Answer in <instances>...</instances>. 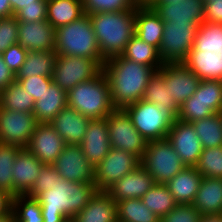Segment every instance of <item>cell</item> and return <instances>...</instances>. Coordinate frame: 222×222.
Wrapping results in <instances>:
<instances>
[{"label": "cell", "mask_w": 222, "mask_h": 222, "mask_svg": "<svg viewBox=\"0 0 222 222\" xmlns=\"http://www.w3.org/2000/svg\"><path fill=\"white\" fill-rule=\"evenodd\" d=\"M102 71L115 109H124L142 100L149 79L157 72L152 66L138 64L121 55L105 60Z\"/></svg>", "instance_id": "1"}, {"label": "cell", "mask_w": 222, "mask_h": 222, "mask_svg": "<svg viewBox=\"0 0 222 222\" xmlns=\"http://www.w3.org/2000/svg\"><path fill=\"white\" fill-rule=\"evenodd\" d=\"M93 183L69 182L61 179L37 199L44 222H64L78 214L97 192Z\"/></svg>", "instance_id": "2"}, {"label": "cell", "mask_w": 222, "mask_h": 222, "mask_svg": "<svg viewBox=\"0 0 222 222\" xmlns=\"http://www.w3.org/2000/svg\"><path fill=\"white\" fill-rule=\"evenodd\" d=\"M200 80H222V24L204 22L183 62Z\"/></svg>", "instance_id": "3"}, {"label": "cell", "mask_w": 222, "mask_h": 222, "mask_svg": "<svg viewBox=\"0 0 222 222\" xmlns=\"http://www.w3.org/2000/svg\"><path fill=\"white\" fill-rule=\"evenodd\" d=\"M136 10L89 14L102 57L121 55L135 35Z\"/></svg>", "instance_id": "4"}, {"label": "cell", "mask_w": 222, "mask_h": 222, "mask_svg": "<svg viewBox=\"0 0 222 222\" xmlns=\"http://www.w3.org/2000/svg\"><path fill=\"white\" fill-rule=\"evenodd\" d=\"M67 105L91 120L107 118L115 108L103 71L93 79L81 82L69 90Z\"/></svg>", "instance_id": "5"}, {"label": "cell", "mask_w": 222, "mask_h": 222, "mask_svg": "<svg viewBox=\"0 0 222 222\" xmlns=\"http://www.w3.org/2000/svg\"><path fill=\"white\" fill-rule=\"evenodd\" d=\"M55 52L60 55L105 60L88 14L56 29Z\"/></svg>", "instance_id": "6"}, {"label": "cell", "mask_w": 222, "mask_h": 222, "mask_svg": "<svg viewBox=\"0 0 222 222\" xmlns=\"http://www.w3.org/2000/svg\"><path fill=\"white\" fill-rule=\"evenodd\" d=\"M134 127L147 140H163L175 118L158 105L142 100L124 108Z\"/></svg>", "instance_id": "7"}, {"label": "cell", "mask_w": 222, "mask_h": 222, "mask_svg": "<svg viewBox=\"0 0 222 222\" xmlns=\"http://www.w3.org/2000/svg\"><path fill=\"white\" fill-rule=\"evenodd\" d=\"M141 165L155 184H166L186 168L167 139L148 141Z\"/></svg>", "instance_id": "8"}, {"label": "cell", "mask_w": 222, "mask_h": 222, "mask_svg": "<svg viewBox=\"0 0 222 222\" xmlns=\"http://www.w3.org/2000/svg\"><path fill=\"white\" fill-rule=\"evenodd\" d=\"M199 24L189 22L164 23L158 53L163 64L183 63L192 50Z\"/></svg>", "instance_id": "9"}, {"label": "cell", "mask_w": 222, "mask_h": 222, "mask_svg": "<svg viewBox=\"0 0 222 222\" xmlns=\"http://www.w3.org/2000/svg\"><path fill=\"white\" fill-rule=\"evenodd\" d=\"M104 63L105 60L58 54L53 81L68 92L77 84L96 77L102 71Z\"/></svg>", "instance_id": "10"}, {"label": "cell", "mask_w": 222, "mask_h": 222, "mask_svg": "<svg viewBox=\"0 0 222 222\" xmlns=\"http://www.w3.org/2000/svg\"><path fill=\"white\" fill-rule=\"evenodd\" d=\"M109 141L112 148L131 152L140 160L143 158L148 141L134 127L124 109H114L107 117Z\"/></svg>", "instance_id": "11"}, {"label": "cell", "mask_w": 222, "mask_h": 222, "mask_svg": "<svg viewBox=\"0 0 222 222\" xmlns=\"http://www.w3.org/2000/svg\"><path fill=\"white\" fill-rule=\"evenodd\" d=\"M140 164L141 160L131 152L111 147L109 153L95 166V185L97 190L107 191Z\"/></svg>", "instance_id": "12"}, {"label": "cell", "mask_w": 222, "mask_h": 222, "mask_svg": "<svg viewBox=\"0 0 222 222\" xmlns=\"http://www.w3.org/2000/svg\"><path fill=\"white\" fill-rule=\"evenodd\" d=\"M37 124L33 113L0 107V142L26 148Z\"/></svg>", "instance_id": "13"}, {"label": "cell", "mask_w": 222, "mask_h": 222, "mask_svg": "<svg viewBox=\"0 0 222 222\" xmlns=\"http://www.w3.org/2000/svg\"><path fill=\"white\" fill-rule=\"evenodd\" d=\"M52 165L62 179L95 184V167L86 159L80 144H65Z\"/></svg>", "instance_id": "14"}, {"label": "cell", "mask_w": 222, "mask_h": 222, "mask_svg": "<svg viewBox=\"0 0 222 222\" xmlns=\"http://www.w3.org/2000/svg\"><path fill=\"white\" fill-rule=\"evenodd\" d=\"M157 71L178 106L194 95L201 81L184 63L163 64Z\"/></svg>", "instance_id": "15"}, {"label": "cell", "mask_w": 222, "mask_h": 222, "mask_svg": "<svg viewBox=\"0 0 222 222\" xmlns=\"http://www.w3.org/2000/svg\"><path fill=\"white\" fill-rule=\"evenodd\" d=\"M186 167H195L203 147L192 123L175 119L166 138Z\"/></svg>", "instance_id": "16"}, {"label": "cell", "mask_w": 222, "mask_h": 222, "mask_svg": "<svg viewBox=\"0 0 222 222\" xmlns=\"http://www.w3.org/2000/svg\"><path fill=\"white\" fill-rule=\"evenodd\" d=\"M64 147L65 142L49 123H38L26 149L41 163L52 165Z\"/></svg>", "instance_id": "17"}, {"label": "cell", "mask_w": 222, "mask_h": 222, "mask_svg": "<svg viewBox=\"0 0 222 222\" xmlns=\"http://www.w3.org/2000/svg\"><path fill=\"white\" fill-rule=\"evenodd\" d=\"M56 29L47 20L19 22L17 43L28 52L55 51Z\"/></svg>", "instance_id": "18"}, {"label": "cell", "mask_w": 222, "mask_h": 222, "mask_svg": "<svg viewBox=\"0 0 222 222\" xmlns=\"http://www.w3.org/2000/svg\"><path fill=\"white\" fill-rule=\"evenodd\" d=\"M154 12L166 22L204 23L203 0H184L181 2H153L149 5Z\"/></svg>", "instance_id": "19"}, {"label": "cell", "mask_w": 222, "mask_h": 222, "mask_svg": "<svg viewBox=\"0 0 222 222\" xmlns=\"http://www.w3.org/2000/svg\"><path fill=\"white\" fill-rule=\"evenodd\" d=\"M154 184V179L140 164L131 173L118 180L106 192L115 203L124 199H141Z\"/></svg>", "instance_id": "20"}, {"label": "cell", "mask_w": 222, "mask_h": 222, "mask_svg": "<svg viewBox=\"0 0 222 222\" xmlns=\"http://www.w3.org/2000/svg\"><path fill=\"white\" fill-rule=\"evenodd\" d=\"M44 165L26 148L18 152L12 167L13 197L27 195L31 191Z\"/></svg>", "instance_id": "21"}, {"label": "cell", "mask_w": 222, "mask_h": 222, "mask_svg": "<svg viewBox=\"0 0 222 222\" xmlns=\"http://www.w3.org/2000/svg\"><path fill=\"white\" fill-rule=\"evenodd\" d=\"M80 146L86 159L94 167L102 161L111 149L107 118L90 120Z\"/></svg>", "instance_id": "22"}, {"label": "cell", "mask_w": 222, "mask_h": 222, "mask_svg": "<svg viewBox=\"0 0 222 222\" xmlns=\"http://www.w3.org/2000/svg\"><path fill=\"white\" fill-rule=\"evenodd\" d=\"M90 120L67 106L49 124L56 130L65 144H80L86 134Z\"/></svg>", "instance_id": "23"}, {"label": "cell", "mask_w": 222, "mask_h": 222, "mask_svg": "<svg viewBox=\"0 0 222 222\" xmlns=\"http://www.w3.org/2000/svg\"><path fill=\"white\" fill-rule=\"evenodd\" d=\"M72 219L74 222H117L116 203L106 191H97Z\"/></svg>", "instance_id": "24"}, {"label": "cell", "mask_w": 222, "mask_h": 222, "mask_svg": "<svg viewBox=\"0 0 222 222\" xmlns=\"http://www.w3.org/2000/svg\"><path fill=\"white\" fill-rule=\"evenodd\" d=\"M164 22L150 6H138L135 15V35L157 49L163 36Z\"/></svg>", "instance_id": "25"}, {"label": "cell", "mask_w": 222, "mask_h": 222, "mask_svg": "<svg viewBox=\"0 0 222 222\" xmlns=\"http://www.w3.org/2000/svg\"><path fill=\"white\" fill-rule=\"evenodd\" d=\"M192 205L202 215L222 214V179L203 177Z\"/></svg>", "instance_id": "26"}, {"label": "cell", "mask_w": 222, "mask_h": 222, "mask_svg": "<svg viewBox=\"0 0 222 222\" xmlns=\"http://www.w3.org/2000/svg\"><path fill=\"white\" fill-rule=\"evenodd\" d=\"M202 178L195 167H186L165 185L178 204H192Z\"/></svg>", "instance_id": "27"}, {"label": "cell", "mask_w": 222, "mask_h": 222, "mask_svg": "<svg viewBox=\"0 0 222 222\" xmlns=\"http://www.w3.org/2000/svg\"><path fill=\"white\" fill-rule=\"evenodd\" d=\"M67 106V92L53 81L41 99L35 102L33 114L38 123H49Z\"/></svg>", "instance_id": "28"}, {"label": "cell", "mask_w": 222, "mask_h": 222, "mask_svg": "<svg viewBox=\"0 0 222 222\" xmlns=\"http://www.w3.org/2000/svg\"><path fill=\"white\" fill-rule=\"evenodd\" d=\"M82 0H47V21L57 29L83 16Z\"/></svg>", "instance_id": "29"}, {"label": "cell", "mask_w": 222, "mask_h": 222, "mask_svg": "<svg viewBox=\"0 0 222 222\" xmlns=\"http://www.w3.org/2000/svg\"><path fill=\"white\" fill-rule=\"evenodd\" d=\"M57 56L58 54L55 51L28 52L16 78H28L31 76L53 77Z\"/></svg>", "instance_id": "30"}, {"label": "cell", "mask_w": 222, "mask_h": 222, "mask_svg": "<svg viewBox=\"0 0 222 222\" xmlns=\"http://www.w3.org/2000/svg\"><path fill=\"white\" fill-rule=\"evenodd\" d=\"M143 100L158 105L177 119L179 106L170 97L169 89L166 88L162 75L158 71L149 79Z\"/></svg>", "instance_id": "31"}, {"label": "cell", "mask_w": 222, "mask_h": 222, "mask_svg": "<svg viewBox=\"0 0 222 222\" xmlns=\"http://www.w3.org/2000/svg\"><path fill=\"white\" fill-rule=\"evenodd\" d=\"M121 56L138 64L152 66L156 71L163 65L158 49L136 35L130 39Z\"/></svg>", "instance_id": "32"}, {"label": "cell", "mask_w": 222, "mask_h": 222, "mask_svg": "<svg viewBox=\"0 0 222 222\" xmlns=\"http://www.w3.org/2000/svg\"><path fill=\"white\" fill-rule=\"evenodd\" d=\"M35 101L15 80L0 91V107L18 112L33 113Z\"/></svg>", "instance_id": "33"}, {"label": "cell", "mask_w": 222, "mask_h": 222, "mask_svg": "<svg viewBox=\"0 0 222 222\" xmlns=\"http://www.w3.org/2000/svg\"><path fill=\"white\" fill-rule=\"evenodd\" d=\"M117 222H160V218L141 199L116 202Z\"/></svg>", "instance_id": "34"}, {"label": "cell", "mask_w": 222, "mask_h": 222, "mask_svg": "<svg viewBox=\"0 0 222 222\" xmlns=\"http://www.w3.org/2000/svg\"><path fill=\"white\" fill-rule=\"evenodd\" d=\"M141 200L160 219L171 212L178 204L165 184H154L142 196Z\"/></svg>", "instance_id": "35"}, {"label": "cell", "mask_w": 222, "mask_h": 222, "mask_svg": "<svg viewBox=\"0 0 222 222\" xmlns=\"http://www.w3.org/2000/svg\"><path fill=\"white\" fill-rule=\"evenodd\" d=\"M203 149L222 146V116L215 113L192 122Z\"/></svg>", "instance_id": "36"}, {"label": "cell", "mask_w": 222, "mask_h": 222, "mask_svg": "<svg viewBox=\"0 0 222 222\" xmlns=\"http://www.w3.org/2000/svg\"><path fill=\"white\" fill-rule=\"evenodd\" d=\"M15 222H44L41 205L37 198L28 195L12 197Z\"/></svg>", "instance_id": "37"}, {"label": "cell", "mask_w": 222, "mask_h": 222, "mask_svg": "<svg viewBox=\"0 0 222 222\" xmlns=\"http://www.w3.org/2000/svg\"><path fill=\"white\" fill-rule=\"evenodd\" d=\"M19 146L0 142V190L7 192L13 197L12 167L16 156L21 150Z\"/></svg>", "instance_id": "38"}, {"label": "cell", "mask_w": 222, "mask_h": 222, "mask_svg": "<svg viewBox=\"0 0 222 222\" xmlns=\"http://www.w3.org/2000/svg\"><path fill=\"white\" fill-rule=\"evenodd\" d=\"M192 100H202L215 113L222 110V80H201Z\"/></svg>", "instance_id": "39"}, {"label": "cell", "mask_w": 222, "mask_h": 222, "mask_svg": "<svg viewBox=\"0 0 222 222\" xmlns=\"http://www.w3.org/2000/svg\"><path fill=\"white\" fill-rule=\"evenodd\" d=\"M195 168L202 177L222 179V146L203 149Z\"/></svg>", "instance_id": "40"}, {"label": "cell", "mask_w": 222, "mask_h": 222, "mask_svg": "<svg viewBox=\"0 0 222 222\" xmlns=\"http://www.w3.org/2000/svg\"><path fill=\"white\" fill-rule=\"evenodd\" d=\"M85 14L136 10L133 0H82Z\"/></svg>", "instance_id": "41"}, {"label": "cell", "mask_w": 222, "mask_h": 222, "mask_svg": "<svg viewBox=\"0 0 222 222\" xmlns=\"http://www.w3.org/2000/svg\"><path fill=\"white\" fill-rule=\"evenodd\" d=\"M213 114H215V112L207 107L205 102L202 100H192L191 96L179 106V114L177 119L187 123H192Z\"/></svg>", "instance_id": "42"}, {"label": "cell", "mask_w": 222, "mask_h": 222, "mask_svg": "<svg viewBox=\"0 0 222 222\" xmlns=\"http://www.w3.org/2000/svg\"><path fill=\"white\" fill-rule=\"evenodd\" d=\"M61 179L62 177L53 165L45 164L42 167L34 186L27 195L37 198L41 193L51 189L56 181L59 182Z\"/></svg>", "instance_id": "43"}, {"label": "cell", "mask_w": 222, "mask_h": 222, "mask_svg": "<svg viewBox=\"0 0 222 222\" xmlns=\"http://www.w3.org/2000/svg\"><path fill=\"white\" fill-rule=\"evenodd\" d=\"M18 24L15 15L0 18V54L17 43Z\"/></svg>", "instance_id": "44"}, {"label": "cell", "mask_w": 222, "mask_h": 222, "mask_svg": "<svg viewBox=\"0 0 222 222\" xmlns=\"http://www.w3.org/2000/svg\"><path fill=\"white\" fill-rule=\"evenodd\" d=\"M22 88L33 97L34 101L41 99L42 94L53 82V77L31 76L28 78H16Z\"/></svg>", "instance_id": "45"}, {"label": "cell", "mask_w": 222, "mask_h": 222, "mask_svg": "<svg viewBox=\"0 0 222 222\" xmlns=\"http://www.w3.org/2000/svg\"><path fill=\"white\" fill-rule=\"evenodd\" d=\"M199 213L192 204H177L167 215L161 218V222H199Z\"/></svg>", "instance_id": "46"}, {"label": "cell", "mask_w": 222, "mask_h": 222, "mask_svg": "<svg viewBox=\"0 0 222 222\" xmlns=\"http://www.w3.org/2000/svg\"><path fill=\"white\" fill-rule=\"evenodd\" d=\"M27 53L28 51L26 49H24L20 44L16 43L10 46L1 55L6 65L16 76L26 60Z\"/></svg>", "instance_id": "47"}, {"label": "cell", "mask_w": 222, "mask_h": 222, "mask_svg": "<svg viewBox=\"0 0 222 222\" xmlns=\"http://www.w3.org/2000/svg\"><path fill=\"white\" fill-rule=\"evenodd\" d=\"M15 17L18 22L47 20V0H43L39 5L23 6Z\"/></svg>", "instance_id": "48"}, {"label": "cell", "mask_w": 222, "mask_h": 222, "mask_svg": "<svg viewBox=\"0 0 222 222\" xmlns=\"http://www.w3.org/2000/svg\"><path fill=\"white\" fill-rule=\"evenodd\" d=\"M204 22L222 24V0L204 2Z\"/></svg>", "instance_id": "49"}, {"label": "cell", "mask_w": 222, "mask_h": 222, "mask_svg": "<svg viewBox=\"0 0 222 222\" xmlns=\"http://www.w3.org/2000/svg\"><path fill=\"white\" fill-rule=\"evenodd\" d=\"M15 80L16 76L11 72L0 54V91L6 88L9 84L13 83Z\"/></svg>", "instance_id": "50"}, {"label": "cell", "mask_w": 222, "mask_h": 222, "mask_svg": "<svg viewBox=\"0 0 222 222\" xmlns=\"http://www.w3.org/2000/svg\"><path fill=\"white\" fill-rule=\"evenodd\" d=\"M12 210V196L5 191L0 190V216L9 213Z\"/></svg>", "instance_id": "51"}, {"label": "cell", "mask_w": 222, "mask_h": 222, "mask_svg": "<svg viewBox=\"0 0 222 222\" xmlns=\"http://www.w3.org/2000/svg\"><path fill=\"white\" fill-rule=\"evenodd\" d=\"M43 0H10V5L15 15L23 6L39 5Z\"/></svg>", "instance_id": "52"}, {"label": "cell", "mask_w": 222, "mask_h": 222, "mask_svg": "<svg viewBox=\"0 0 222 222\" xmlns=\"http://www.w3.org/2000/svg\"><path fill=\"white\" fill-rule=\"evenodd\" d=\"M13 16L10 0H0V18Z\"/></svg>", "instance_id": "53"}, {"label": "cell", "mask_w": 222, "mask_h": 222, "mask_svg": "<svg viewBox=\"0 0 222 222\" xmlns=\"http://www.w3.org/2000/svg\"><path fill=\"white\" fill-rule=\"evenodd\" d=\"M199 222H222V214L201 215Z\"/></svg>", "instance_id": "54"}, {"label": "cell", "mask_w": 222, "mask_h": 222, "mask_svg": "<svg viewBox=\"0 0 222 222\" xmlns=\"http://www.w3.org/2000/svg\"><path fill=\"white\" fill-rule=\"evenodd\" d=\"M0 222H15V216L12 210L7 214L1 215Z\"/></svg>", "instance_id": "55"}, {"label": "cell", "mask_w": 222, "mask_h": 222, "mask_svg": "<svg viewBox=\"0 0 222 222\" xmlns=\"http://www.w3.org/2000/svg\"><path fill=\"white\" fill-rule=\"evenodd\" d=\"M137 6H147V0H133Z\"/></svg>", "instance_id": "56"}, {"label": "cell", "mask_w": 222, "mask_h": 222, "mask_svg": "<svg viewBox=\"0 0 222 222\" xmlns=\"http://www.w3.org/2000/svg\"><path fill=\"white\" fill-rule=\"evenodd\" d=\"M181 1H184V0H156L154 2H168V3H175V2H181Z\"/></svg>", "instance_id": "57"}, {"label": "cell", "mask_w": 222, "mask_h": 222, "mask_svg": "<svg viewBox=\"0 0 222 222\" xmlns=\"http://www.w3.org/2000/svg\"><path fill=\"white\" fill-rule=\"evenodd\" d=\"M156 0H147V6L151 5Z\"/></svg>", "instance_id": "58"}, {"label": "cell", "mask_w": 222, "mask_h": 222, "mask_svg": "<svg viewBox=\"0 0 222 222\" xmlns=\"http://www.w3.org/2000/svg\"><path fill=\"white\" fill-rule=\"evenodd\" d=\"M64 222H74V220H73L72 218H70V219H67V220L64 221Z\"/></svg>", "instance_id": "59"}]
</instances>
